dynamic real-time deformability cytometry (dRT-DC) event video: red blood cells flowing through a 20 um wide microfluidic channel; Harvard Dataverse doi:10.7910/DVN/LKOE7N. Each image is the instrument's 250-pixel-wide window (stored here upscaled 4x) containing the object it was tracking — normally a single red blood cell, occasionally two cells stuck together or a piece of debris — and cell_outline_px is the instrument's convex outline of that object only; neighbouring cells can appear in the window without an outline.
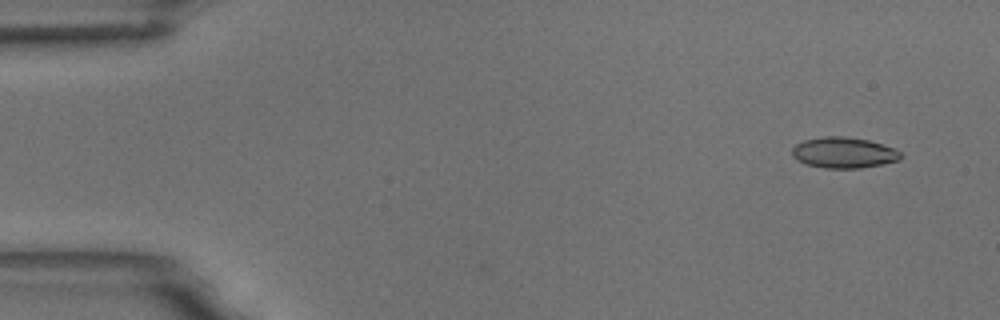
{"species": "common noctule bat (a hibernating species)", "species_latin": "Nyctalus noctula", "temperature_condition": "room temperature", "stored_images_in_passage": 5, "camera_frame_rate_fps": 3000, "um_per_image_px": 0.085, "animal": {"sex": "male", "body_mass_g": 18.8}, "frame": {"image": 1, "passage_image": 1, "time_ms": 0.0, "image_size_px": [1000, 320], "cell_outline_px": [[900, 160], [860, 168], [824, 168], [804, 164], [796, 160], [792, 156], [792, 148], [796, 144], [804, 140], [824, 136], [844, 136], [868, 140], [896, 148], [900, 152]], "centroid_in_image_um": [71.68, 12.97], "position_along_channel_um": 13.3, "area_um2": 19.59}}
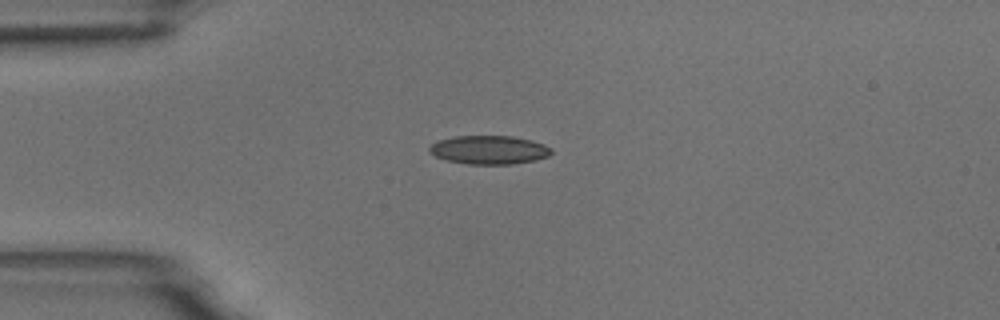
{"frame": {"image": 2, "passage_image": 4, "time_ms": 3.333, "image_size_px": [1000, 320], "cell_outline_px": [[552, 152], [548, 156], [536, 160], [512, 164], [468, 164], [444, 160], [428, 152], [428, 148], [436, 140], [452, 136], [512, 136], [532, 140], [544, 144], [552, 148]], "centroid_in_image_um": [41.55, 12.73], "position_along_channel_um": 43.5, "area_um2": 20.58}}